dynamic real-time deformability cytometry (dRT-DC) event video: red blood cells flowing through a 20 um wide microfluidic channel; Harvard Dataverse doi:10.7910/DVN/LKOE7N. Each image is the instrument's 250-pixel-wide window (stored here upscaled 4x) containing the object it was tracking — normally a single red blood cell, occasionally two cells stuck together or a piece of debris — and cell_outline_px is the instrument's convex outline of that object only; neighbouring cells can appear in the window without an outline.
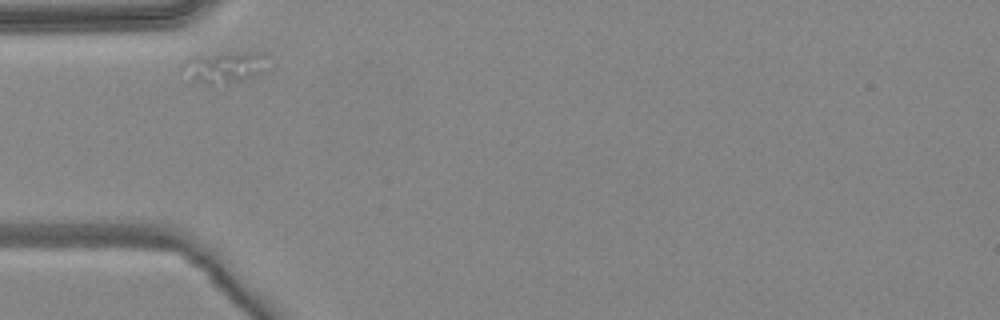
{"species": "common noctule bat (a hibernating species)", "species_latin": "Nyctalus noctula", "temperature_condition": "warm", "stored_images_in_passage": 3, "camera_frame_rate_fps": 3000, "um_per_image_px": 0.085, "animal": {"sex": "female", "body_mass_g": 24.6, "forearm_length_mm": 56.2}, "frame": {"image": 1, "passage_image": 1, "time_ms": 0.0, "image_size_px": [1000, 320], "cell_outline_px": [[268, 68], [244, 80], [208, 84], [192, 76], [184, 64], [184, 60], [196, 56], [236, 52], [260, 52], [264, 56]], "centroid_in_image_um": [19.21, 5.66], "position_along_channel_um": 65.8, "area_um2": 14.45}}